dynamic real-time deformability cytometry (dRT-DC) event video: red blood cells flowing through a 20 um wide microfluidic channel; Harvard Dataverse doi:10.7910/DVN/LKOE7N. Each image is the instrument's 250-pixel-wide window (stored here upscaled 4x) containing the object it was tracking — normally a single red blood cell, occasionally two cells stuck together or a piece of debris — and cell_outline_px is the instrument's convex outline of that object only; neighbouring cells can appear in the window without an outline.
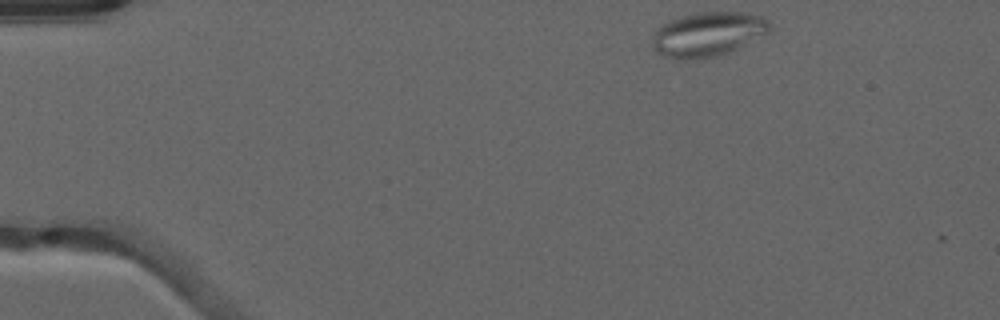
{"species": "common noctule bat (a hibernating species)", "species_latin": "Nyctalus noctula", "temperature_condition": "warm", "stored_images_in_passage": 4, "camera_frame_rate_fps": 3000, "um_per_image_px": 0.085, "animal": {"sex": "male", "forearm_length_mm": 52.5}, "frame": {"image": 1, "passage_image": 1, "time_ms": 0.0, "image_size_px": [1000, 320], "cell_outline_px": [[772, 24], [768, 32], [732, 52], [720, 56], [692, 60], [680, 60], [664, 56], [656, 52], [652, 48], [652, 32], [656, 28], [680, 16], [696, 12], [748, 12], [764, 16]], "centroid_in_image_um": [60.17, 2.92], "position_along_channel_um": 24.8, "area_um2": 31.04}}